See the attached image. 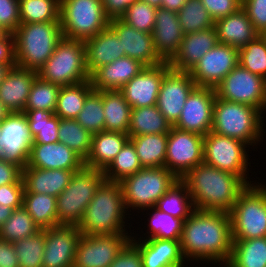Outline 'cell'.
Segmentation results:
<instances>
[{
  "label": "cell",
  "mask_w": 266,
  "mask_h": 267,
  "mask_svg": "<svg viewBox=\"0 0 266 267\" xmlns=\"http://www.w3.org/2000/svg\"><path fill=\"white\" fill-rule=\"evenodd\" d=\"M180 244L184 258L227 263L232 250L229 213L195 209L183 223Z\"/></svg>",
  "instance_id": "1"
},
{
  "label": "cell",
  "mask_w": 266,
  "mask_h": 267,
  "mask_svg": "<svg viewBox=\"0 0 266 267\" xmlns=\"http://www.w3.org/2000/svg\"><path fill=\"white\" fill-rule=\"evenodd\" d=\"M181 181L188 189L194 209L226 213L248 186L241 177L205 163L195 166Z\"/></svg>",
  "instance_id": "2"
},
{
  "label": "cell",
  "mask_w": 266,
  "mask_h": 267,
  "mask_svg": "<svg viewBox=\"0 0 266 267\" xmlns=\"http://www.w3.org/2000/svg\"><path fill=\"white\" fill-rule=\"evenodd\" d=\"M125 209L120 183L105 180L89 202L77 227L85 235L124 233Z\"/></svg>",
  "instance_id": "3"
},
{
  "label": "cell",
  "mask_w": 266,
  "mask_h": 267,
  "mask_svg": "<svg viewBox=\"0 0 266 267\" xmlns=\"http://www.w3.org/2000/svg\"><path fill=\"white\" fill-rule=\"evenodd\" d=\"M16 66L38 71L63 38L60 21L20 24L13 32Z\"/></svg>",
  "instance_id": "4"
},
{
  "label": "cell",
  "mask_w": 266,
  "mask_h": 267,
  "mask_svg": "<svg viewBox=\"0 0 266 267\" xmlns=\"http://www.w3.org/2000/svg\"><path fill=\"white\" fill-rule=\"evenodd\" d=\"M261 115L262 111L258 108L216 97L211 131L253 145L262 136L264 123Z\"/></svg>",
  "instance_id": "5"
},
{
  "label": "cell",
  "mask_w": 266,
  "mask_h": 267,
  "mask_svg": "<svg viewBox=\"0 0 266 267\" xmlns=\"http://www.w3.org/2000/svg\"><path fill=\"white\" fill-rule=\"evenodd\" d=\"M104 181L103 170L83 166L75 171L69 185L57 196L58 224L78 226L89 202Z\"/></svg>",
  "instance_id": "6"
},
{
  "label": "cell",
  "mask_w": 266,
  "mask_h": 267,
  "mask_svg": "<svg viewBox=\"0 0 266 267\" xmlns=\"http://www.w3.org/2000/svg\"><path fill=\"white\" fill-rule=\"evenodd\" d=\"M38 76L59 86L90 80L86 67L84 41L63 37L52 56L38 70Z\"/></svg>",
  "instance_id": "7"
},
{
  "label": "cell",
  "mask_w": 266,
  "mask_h": 267,
  "mask_svg": "<svg viewBox=\"0 0 266 267\" xmlns=\"http://www.w3.org/2000/svg\"><path fill=\"white\" fill-rule=\"evenodd\" d=\"M252 185L240 193L229 212L232 240L266 237V187Z\"/></svg>",
  "instance_id": "8"
},
{
  "label": "cell",
  "mask_w": 266,
  "mask_h": 267,
  "mask_svg": "<svg viewBox=\"0 0 266 267\" xmlns=\"http://www.w3.org/2000/svg\"><path fill=\"white\" fill-rule=\"evenodd\" d=\"M178 181L165 167L143 168L123 178L119 183L125 208H154L158 200Z\"/></svg>",
  "instance_id": "9"
},
{
  "label": "cell",
  "mask_w": 266,
  "mask_h": 267,
  "mask_svg": "<svg viewBox=\"0 0 266 267\" xmlns=\"http://www.w3.org/2000/svg\"><path fill=\"white\" fill-rule=\"evenodd\" d=\"M59 20L63 37L82 41L106 29L110 21L101 0H61Z\"/></svg>",
  "instance_id": "10"
},
{
  "label": "cell",
  "mask_w": 266,
  "mask_h": 267,
  "mask_svg": "<svg viewBox=\"0 0 266 267\" xmlns=\"http://www.w3.org/2000/svg\"><path fill=\"white\" fill-rule=\"evenodd\" d=\"M216 97L266 109V80L239 64L215 88Z\"/></svg>",
  "instance_id": "11"
},
{
  "label": "cell",
  "mask_w": 266,
  "mask_h": 267,
  "mask_svg": "<svg viewBox=\"0 0 266 267\" xmlns=\"http://www.w3.org/2000/svg\"><path fill=\"white\" fill-rule=\"evenodd\" d=\"M245 147L246 143L239 139L210 131L204 136L203 163L233 173L249 185V181L246 180L248 158Z\"/></svg>",
  "instance_id": "12"
},
{
  "label": "cell",
  "mask_w": 266,
  "mask_h": 267,
  "mask_svg": "<svg viewBox=\"0 0 266 267\" xmlns=\"http://www.w3.org/2000/svg\"><path fill=\"white\" fill-rule=\"evenodd\" d=\"M204 136L172 127L168 133L164 167L181 180L203 163Z\"/></svg>",
  "instance_id": "13"
},
{
  "label": "cell",
  "mask_w": 266,
  "mask_h": 267,
  "mask_svg": "<svg viewBox=\"0 0 266 267\" xmlns=\"http://www.w3.org/2000/svg\"><path fill=\"white\" fill-rule=\"evenodd\" d=\"M126 234H82L77 245L73 267H108L131 240Z\"/></svg>",
  "instance_id": "14"
},
{
  "label": "cell",
  "mask_w": 266,
  "mask_h": 267,
  "mask_svg": "<svg viewBox=\"0 0 266 267\" xmlns=\"http://www.w3.org/2000/svg\"><path fill=\"white\" fill-rule=\"evenodd\" d=\"M239 49L218 43L189 71L196 86L216 88V86L238 65Z\"/></svg>",
  "instance_id": "15"
},
{
  "label": "cell",
  "mask_w": 266,
  "mask_h": 267,
  "mask_svg": "<svg viewBox=\"0 0 266 267\" xmlns=\"http://www.w3.org/2000/svg\"><path fill=\"white\" fill-rule=\"evenodd\" d=\"M215 89L196 86L184 104L178 121L173 127L206 136L212 130Z\"/></svg>",
  "instance_id": "16"
},
{
  "label": "cell",
  "mask_w": 266,
  "mask_h": 267,
  "mask_svg": "<svg viewBox=\"0 0 266 267\" xmlns=\"http://www.w3.org/2000/svg\"><path fill=\"white\" fill-rule=\"evenodd\" d=\"M196 87L189 72L170 69L164 76L157 97V108L173 126L191 91Z\"/></svg>",
  "instance_id": "17"
},
{
  "label": "cell",
  "mask_w": 266,
  "mask_h": 267,
  "mask_svg": "<svg viewBox=\"0 0 266 267\" xmlns=\"http://www.w3.org/2000/svg\"><path fill=\"white\" fill-rule=\"evenodd\" d=\"M81 236L77 226L60 225L45 229L42 267H73Z\"/></svg>",
  "instance_id": "18"
},
{
  "label": "cell",
  "mask_w": 266,
  "mask_h": 267,
  "mask_svg": "<svg viewBox=\"0 0 266 267\" xmlns=\"http://www.w3.org/2000/svg\"><path fill=\"white\" fill-rule=\"evenodd\" d=\"M170 69L168 62L144 67L119 91L132 108L156 105L161 82Z\"/></svg>",
  "instance_id": "19"
},
{
  "label": "cell",
  "mask_w": 266,
  "mask_h": 267,
  "mask_svg": "<svg viewBox=\"0 0 266 267\" xmlns=\"http://www.w3.org/2000/svg\"><path fill=\"white\" fill-rule=\"evenodd\" d=\"M0 140V145L4 147V159L25 167L32 137L24 113H11L0 123Z\"/></svg>",
  "instance_id": "20"
},
{
  "label": "cell",
  "mask_w": 266,
  "mask_h": 267,
  "mask_svg": "<svg viewBox=\"0 0 266 267\" xmlns=\"http://www.w3.org/2000/svg\"><path fill=\"white\" fill-rule=\"evenodd\" d=\"M109 27L120 38L125 56L139 61L145 67L164 63L155 51L152 34L139 31L121 19L110 20Z\"/></svg>",
  "instance_id": "21"
},
{
  "label": "cell",
  "mask_w": 266,
  "mask_h": 267,
  "mask_svg": "<svg viewBox=\"0 0 266 267\" xmlns=\"http://www.w3.org/2000/svg\"><path fill=\"white\" fill-rule=\"evenodd\" d=\"M84 160L61 142L32 143L27 165L40 169L80 170Z\"/></svg>",
  "instance_id": "22"
},
{
  "label": "cell",
  "mask_w": 266,
  "mask_h": 267,
  "mask_svg": "<svg viewBox=\"0 0 266 267\" xmlns=\"http://www.w3.org/2000/svg\"><path fill=\"white\" fill-rule=\"evenodd\" d=\"M218 43L215 27L184 34L177 53L168 62L169 66L176 71L189 72Z\"/></svg>",
  "instance_id": "23"
},
{
  "label": "cell",
  "mask_w": 266,
  "mask_h": 267,
  "mask_svg": "<svg viewBox=\"0 0 266 267\" xmlns=\"http://www.w3.org/2000/svg\"><path fill=\"white\" fill-rule=\"evenodd\" d=\"M152 36L155 51L164 62H169L184 36L177 12L157 8Z\"/></svg>",
  "instance_id": "24"
},
{
  "label": "cell",
  "mask_w": 266,
  "mask_h": 267,
  "mask_svg": "<svg viewBox=\"0 0 266 267\" xmlns=\"http://www.w3.org/2000/svg\"><path fill=\"white\" fill-rule=\"evenodd\" d=\"M38 71L12 67L0 83V101L11 113H23Z\"/></svg>",
  "instance_id": "25"
},
{
  "label": "cell",
  "mask_w": 266,
  "mask_h": 267,
  "mask_svg": "<svg viewBox=\"0 0 266 267\" xmlns=\"http://www.w3.org/2000/svg\"><path fill=\"white\" fill-rule=\"evenodd\" d=\"M84 46L86 67L90 76L101 66L125 56L120 38L109 26L84 41Z\"/></svg>",
  "instance_id": "26"
},
{
  "label": "cell",
  "mask_w": 266,
  "mask_h": 267,
  "mask_svg": "<svg viewBox=\"0 0 266 267\" xmlns=\"http://www.w3.org/2000/svg\"><path fill=\"white\" fill-rule=\"evenodd\" d=\"M145 66L130 57H121L110 64L101 66L91 76L92 87L96 91L120 90Z\"/></svg>",
  "instance_id": "27"
},
{
  "label": "cell",
  "mask_w": 266,
  "mask_h": 267,
  "mask_svg": "<svg viewBox=\"0 0 266 267\" xmlns=\"http://www.w3.org/2000/svg\"><path fill=\"white\" fill-rule=\"evenodd\" d=\"M131 241L139 248L143 267H182L185 261L180 240L148 238Z\"/></svg>",
  "instance_id": "28"
},
{
  "label": "cell",
  "mask_w": 266,
  "mask_h": 267,
  "mask_svg": "<svg viewBox=\"0 0 266 267\" xmlns=\"http://www.w3.org/2000/svg\"><path fill=\"white\" fill-rule=\"evenodd\" d=\"M75 171L78 170L23 167L24 192L48 194L57 197L69 185Z\"/></svg>",
  "instance_id": "29"
},
{
  "label": "cell",
  "mask_w": 266,
  "mask_h": 267,
  "mask_svg": "<svg viewBox=\"0 0 266 267\" xmlns=\"http://www.w3.org/2000/svg\"><path fill=\"white\" fill-rule=\"evenodd\" d=\"M214 27L217 31L219 43L237 49L254 41L260 35L242 7L233 14L216 20Z\"/></svg>",
  "instance_id": "30"
},
{
  "label": "cell",
  "mask_w": 266,
  "mask_h": 267,
  "mask_svg": "<svg viewBox=\"0 0 266 267\" xmlns=\"http://www.w3.org/2000/svg\"><path fill=\"white\" fill-rule=\"evenodd\" d=\"M129 135L123 132L101 131L92 134V141L84 166L98 170H105L121 151Z\"/></svg>",
  "instance_id": "31"
},
{
  "label": "cell",
  "mask_w": 266,
  "mask_h": 267,
  "mask_svg": "<svg viewBox=\"0 0 266 267\" xmlns=\"http://www.w3.org/2000/svg\"><path fill=\"white\" fill-rule=\"evenodd\" d=\"M104 131L128 134L132 107L118 90L102 91Z\"/></svg>",
  "instance_id": "32"
},
{
  "label": "cell",
  "mask_w": 266,
  "mask_h": 267,
  "mask_svg": "<svg viewBox=\"0 0 266 267\" xmlns=\"http://www.w3.org/2000/svg\"><path fill=\"white\" fill-rule=\"evenodd\" d=\"M172 127L156 105L132 108L128 135L169 133Z\"/></svg>",
  "instance_id": "33"
},
{
  "label": "cell",
  "mask_w": 266,
  "mask_h": 267,
  "mask_svg": "<svg viewBox=\"0 0 266 267\" xmlns=\"http://www.w3.org/2000/svg\"><path fill=\"white\" fill-rule=\"evenodd\" d=\"M143 168L164 167L168 133L130 137Z\"/></svg>",
  "instance_id": "34"
},
{
  "label": "cell",
  "mask_w": 266,
  "mask_h": 267,
  "mask_svg": "<svg viewBox=\"0 0 266 267\" xmlns=\"http://www.w3.org/2000/svg\"><path fill=\"white\" fill-rule=\"evenodd\" d=\"M22 206L28 211L40 230L60 226L57 221V197L24 192Z\"/></svg>",
  "instance_id": "35"
},
{
  "label": "cell",
  "mask_w": 266,
  "mask_h": 267,
  "mask_svg": "<svg viewBox=\"0 0 266 267\" xmlns=\"http://www.w3.org/2000/svg\"><path fill=\"white\" fill-rule=\"evenodd\" d=\"M231 267H266V237L232 240Z\"/></svg>",
  "instance_id": "36"
},
{
  "label": "cell",
  "mask_w": 266,
  "mask_h": 267,
  "mask_svg": "<svg viewBox=\"0 0 266 267\" xmlns=\"http://www.w3.org/2000/svg\"><path fill=\"white\" fill-rule=\"evenodd\" d=\"M91 80L75 85L61 86L54 114L60 119H76L86 97L93 91Z\"/></svg>",
  "instance_id": "37"
},
{
  "label": "cell",
  "mask_w": 266,
  "mask_h": 267,
  "mask_svg": "<svg viewBox=\"0 0 266 267\" xmlns=\"http://www.w3.org/2000/svg\"><path fill=\"white\" fill-rule=\"evenodd\" d=\"M32 143H57L60 118L49 110H24Z\"/></svg>",
  "instance_id": "38"
},
{
  "label": "cell",
  "mask_w": 266,
  "mask_h": 267,
  "mask_svg": "<svg viewBox=\"0 0 266 267\" xmlns=\"http://www.w3.org/2000/svg\"><path fill=\"white\" fill-rule=\"evenodd\" d=\"M155 207L158 210L182 219L183 221H185L195 210L188 189L181 180L175 183L158 200Z\"/></svg>",
  "instance_id": "39"
},
{
  "label": "cell",
  "mask_w": 266,
  "mask_h": 267,
  "mask_svg": "<svg viewBox=\"0 0 266 267\" xmlns=\"http://www.w3.org/2000/svg\"><path fill=\"white\" fill-rule=\"evenodd\" d=\"M59 142L65 144L83 160L90 151L92 134L84 129L76 119H60L58 129Z\"/></svg>",
  "instance_id": "40"
},
{
  "label": "cell",
  "mask_w": 266,
  "mask_h": 267,
  "mask_svg": "<svg viewBox=\"0 0 266 267\" xmlns=\"http://www.w3.org/2000/svg\"><path fill=\"white\" fill-rule=\"evenodd\" d=\"M143 169L133 143L128 140L114 160L104 170V179L109 182H120L123 178Z\"/></svg>",
  "instance_id": "41"
},
{
  "label": "cell",
  "mask_w": 266,
  "mask_h": 267,
  "mask_svg": "<svg viewBox=\"0 0 266 267\" xmlns=\"http://www.w3.org/2000/svg\"><path fill=\"white\" fill-rule=\"evenodd\" d=\"M61 0H19L20 24L60 21Z\"/></svg>",
  "instance_id": "42"
},
{
  "label": "cell",
  "mask_w": 266,
  "mask_h": 267,
  "mask_svg": "<svg viewBox=\"0 0 266 267\" xmlns=\"http://www.w3.org/2000/svg\"><path fill=\"white\" fill-rule=\"evenodd\" d=\"M40 228L34 223L33 218L22 206L14 209L11 216L0 228V239L15 242L35 235Z\"/></svg>",
  "instance_id": "43"
},
{
  "label": "cell",
  "mask_w": 266,
  "mask_h": 267,
  "mask_svg": "<svg viewBox=\"0 0 266 267\" xmlns=\"http://www.w3.org/2000/svg\"><path fill=\"white\" fill-rule=\"evenodd\" d=\"M177 14L184 34L214 27L215 22L201 0H188Z\"/></svg>",
  "instance_id": "44"
},
{
  "label": "cell",
  "mask_w": 266,
  "mask_h": 267,
  "mask_svg": "<svg viewBox=\"0 0 266 267\" xmlns=\"http://www.w3.org/2000/svg\"><path fill=\"white\" fill-rule=\"evenodd\" d=\"M19 267H42L45 229L35 235L13 242Z\"/></svg>",
  "instance_id": "45"
},
{
  "label": "cell",
  "mask_w": 266,
  "mask_h": 267,
  "mask_svg": "<svg viewBox=\"0 0 266 267\" xmlns=\"http://www.w3.org/2000/svg\"><path fill=\"white\" fill-rule=\"evenodd\" d=\"M102 91L93 90L85 100L76 121L91 134L104 131Z\"/></svg>",
  "instance_id": "46"
},
{
  "label": "cell",
  "mask_w": 266,
  "mask_h": 267,
  "mask_svg": "<svg viewBox=\"0 0 266 267\" xmlns=\"http://www.w3.org/2000/svg\"><path fill=\"white\" fill-rule=\"evenodd\" d=\"M238 64L266 80V38L263 35L239 49Z\"/></svg>",
  "instance_id": "47"
},
{
  "label": "cell",
  "mask_w": 266,
  "mask_h": 267,
  "mask_svg": "<svg viewBox=\"0 0 266 267\" xmlns=\"http://www.w3.org/2000/svg\"><path fill=\"white\" fill-rule=\"evenodd\" d=\"M61 86L43 81L39 76L32 83L25 110H49L55 112Z\"/></svg>",
  "instance_id": "48"
},
{
  "label": "cell",
  "mask_w": 266,
  "mask_h": 267,
  "mask_svg": "<svg viewBox=\"0 0 266 267\" xmlns=\"http://www.w3.org/2000/svg\"><path fill=\"white\" fill-rule=\"evenodd\" d=\"M154 213L150 218L151 235L148 238L180 240L182 235V219L152 208Z\"/></svg>",
  "instance_id": "49"
},
{
  "label": "cell",
  "mask_w": 266,
  "mask_h": 267,
  "mask_svg": "<svg viewBox=\"0 0 266 267\" xmlns=\"http://www.w3.org/2000/svg\"><path fill=\"white\" fill-rule=\"evenodd\" d=\"M156 12V7L149 5L145 1L137 0L127 8L125 14L120 19L139 31L152 34L155 26Z\"/></svg>",
  "instance_id": "50"
},
{
  "label": "cell",
  "mask_w": 266,
  "mask_h": 267,
  "mask_svg": "<svg viewBox=\"0 0 266 267\" xmlns=\"http://www.w3.org/2000/svg\"><path fill=\"white\" fill-rule=\"evenodd\" d=\"M241 7L260 35L266 32V0H242Z\"/></svg>",
  "instance_id": "51"
},
{
  "label": "cell",
  "mask_w": 266,
  "mask_h": 267,
  "mask_svg": "<svg viewBox=\"0 0 266 267\" xmlns=\"http://www.w3.org/2000/svg\"><path fill=\"white\" fill-rule=\"evenodd\" d=\"M0 25L10 33L20 26L19 0H0Z\"/></svg>",
  "instance_id": "52"
},
{
  "label": "cell",
  "mask_w": 266,
  "mask_h": 267,
  "mask_svg": "<svg viewBox=\"0 0 266 267\" xmlns=\"http://www.w3.org/2000/svg\"><path fill=\"white\" fill-rule=\"evenodd\" d=\"M214 22L233 14L241 7V0H201Z\"/></svg>",
  "instance_id": "53"
},
{
  "label": "cell",
  "mask_w": 266,
  "mask_h": 267,
  "mask_svg": "<svg viewBox=\"0 0 266 267\" xmlns=\"http://www.w3.org/2000/svg\"><path fill=\"white\" fill-rule=\"evenodd\" d=\"M108 267H143L139 248L130 240Z\"/></svg>",
  "instance_id": "54"
},
{
  "label": "cell",
  "mask_w": 266,
  "mask_h": 267,
  "mask_svg": "<svg viewBox=\"0 0 266 267\" xmlns=\"http://www.w3.org/2000/svg\"><path fill=\"white\" fill-rule=\"evenodd\" d=\"M24 183H12L0 186V204L13 210L22 207Z\"/></svg>",
  "instance_id": "55"
},
{
  "label": "cell",
  "mask_w": 266,
  "mask_h": 267,
  "mask_svg": "<svg viewBox=\"0 0 266 267\" xmlns=\"http://www.w3.org/2000/svg\"><path fill=\"white\" fill-rule=\"evenodd\" d=\"M22 166L6 159H0V186L23 183Z\"/></svg>",
  "instance_id": "56"
},
{
  "label": "cell",
  "mask_w": 266,
  "mask_h": 267,
  "mask_svg": "<svg viewBox=\"0 0 266 267\" xmlns=\"http://www.w3.org/2000/svg\"><path fill=\"white\" fill-rule=\"evenodd\" d=\"M105 15L109 20L120 19L127 8L133 5L137 0H101Z\"/></svg>",
  "instance_id": "57"
},
{
  "label": "cell",
  "mask_w": 266,
  "mask_h": 267,
  "mask_svg": "<svg viewBox=\"0 0 266 267\" xmlns=\"http://www.w3.org/2000/svg\"><path fill=\"white\" fill-rule=\"evenodd\" d=\"M0 267H19L14 245L0 239Z\"/></svg>",
  "instance_id": "58"
},
{
  "label": "cell",
  "mask_w": 266,
  "mask_h": 267,
  "mask_svg": "<svg viewBox=\"0 0 266 267\" xmlns=\"http://www.w3.org/2000/svg\"><path fill=\"white\" fill-rule=\"evenodd\" d=\"M0 64H16L13 33L0 40Z\"/></svg>",
  "instance_id": "59"
},
{
  "label": "cell",
  "mask_w": 266,
  "mask_h": 267,
  "mask_svg": "<svg viewBox=\"0 0 266 267\" xmlns=\"http://www.w3.org/2000/svg\"><path fill=\"white\" fill-rule=\"evenodd\" d=\"M188 0H163L162 9L178 12Z\"/></svg>",
  "instance_id": "60"
},
{
  "label": "cell",
  "mask_w": 266,
  "mask_h": 267,
  "mask_svg": "<svg viewBox=\"0 0 266 267\" xmlns=\"http://www.w3.org/2000/svg\"><path fill=\"white\" fill-rule=\"evenodd\" d=\"M13 209L11 207L0 204V228L6 222V220L11 216Z\"/></svg>",
  "instance_id": "61"
},
{
  "label": "cell",
  "mask_w": 266,
  "mask_h": 267,
  "mask_svg": "<svg viewBox=\"0 0 266 267\" xmlns=\"http://www.w3.org/2000/svg\"><path fill=\"white\" fill-rule=\"evenodd\" d=\"M16 64H0V83L4 80L9 70Z\"/></svg>",
  "instance_id": "62"
},
{
  "label": "cell",
  "mask_w": 266,
  "mask_h": 267,
  "mask_svg": "<svg viewBox=\"0 0 266 267\" xmlns=\"http://www.w3.org/2000/svg\"><path fill=\"white\" fill-rule=\"evenodd\" d=\"M11 112L7 109V107L0 101V123L7 118Z\"/></svg>",
  "instance_id": "63"
},
{
  "label": "cell",
  "mask_w": 266,
  "mask_h": 267,
  "mask_svg": "<svg viewBox=\"0 0 266 267\" xmlns=\"http://www.w3.org/2000/svg\"><path fill=\"white\" fill-rule=\"evenodd\" d=\"M141 1H145L149 5L154 6L156 8H161L163 0H141Z\"/></svg>",
  "instance_id": "64"
},
{
  "label": "cell",
  "mask_w": 266,
  "mask_h": 267,
  "mask_svg": "<svg viewBox=\"0 0 266 267\" xmlns=\"http://www.w3.org/2000/svg\"><path fill=\"white\" fill-rule=\"evenodd\" d=\"M10 32L0 25V40L4 39Z\"/></svg>",
  "instance_id": "65"
},
{
  "label": "cell",
  "mask_w": 266,
  "mask_h": 267,
  "mask_svg": "<svg viewBox=\"0 0 266 267\" xmlns=\"http://www.w3.org/2000/svg\"><path fill=\"white\" fill-rule=\"evenodd\" d=\"M0 144H1V140H0ZM0 159H4V147H2L0 145Z\"/></svg>",
  "instance_id": "66"
},
{
  "label": "cell",
  "mask_w": 266,
  "mask_h": 267,
  "mask_svg": "<svg viewBox=\"0 0 266 267\" xmlns=\"http://www.w3.org/2000/svg\"><path fill=\"white\" fill-rule=\"evenodd\" d=\"M226 267H231L228 263H224Z\"/></svg>",
  "instance_id": "67"
}]
</instances>
